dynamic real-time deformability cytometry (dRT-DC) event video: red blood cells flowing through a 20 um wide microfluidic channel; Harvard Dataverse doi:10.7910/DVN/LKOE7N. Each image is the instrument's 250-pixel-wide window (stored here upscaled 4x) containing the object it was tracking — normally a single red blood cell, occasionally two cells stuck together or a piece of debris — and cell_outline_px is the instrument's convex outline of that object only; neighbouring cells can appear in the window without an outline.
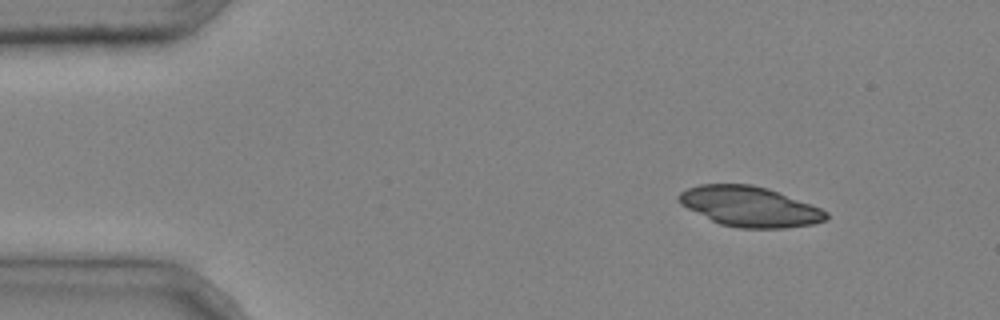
{"species": "common noctule bat (a hibernating species)", "species_latin": "Nyctalus noctula", "temperature_condition": "cold", "stored_images_in_passage": 2, "camera_frame_rate_fps": 3000, "um_per_image_px": 0.085, "animal": {"sex": "male", "body_mass_g": 20.4}, "frame": {"image": 1, "passage_image": 1, "time_ms": 0.0, "image_size_px": [1000, 320], "cell_outline_px": [[828, 216], [824, 220], [812, 224], [784, 228], [740, 228], [720, 224], [680, 204], [676, 200], [676, 196], [680, 192], [688, 188], [700, 184], [752, 184], [768, 188], [820, 208], [828, 212]], "centroid_in_image_um": [63.69, 17.55], "position_along_channel_um": 21.3, "area_um2": 34.22}}